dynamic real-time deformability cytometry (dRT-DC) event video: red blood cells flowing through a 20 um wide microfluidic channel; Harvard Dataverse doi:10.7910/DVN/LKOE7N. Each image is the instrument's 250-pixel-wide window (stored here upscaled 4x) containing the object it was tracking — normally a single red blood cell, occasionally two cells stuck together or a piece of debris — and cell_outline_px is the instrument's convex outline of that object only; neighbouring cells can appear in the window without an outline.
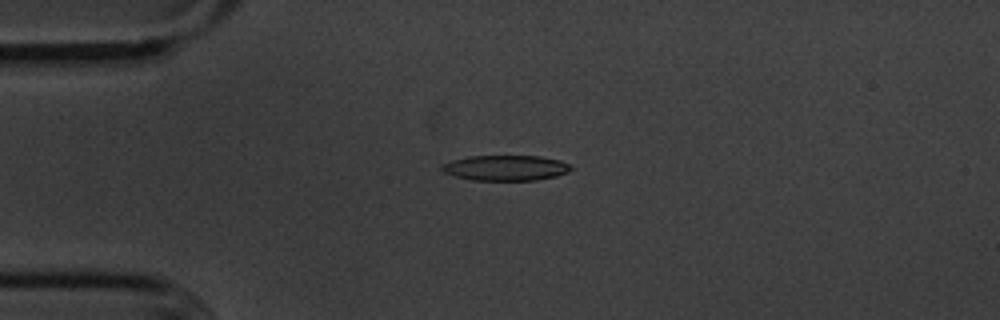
{"species": "common noctule bat (a hibernating species)", "species_latin": "Nyctalus noctula", "temperature_condition": "cold", "stored_images_in_passage": 5, "camera_frame_rate_fps": 3000, "um_per_image_px": 0.085, "animal": {"sex": "male", "body_mass_g": 20.1, "forearm_length_mm": 53.5}, "frame": {"image": 1, "passage_image": 4, "time_ms": 3.333, "image_size_px": [1000, 320], "cell_outline_px": [[572, 168], [568, 172], [556, 176], [536, 180], [472, 180], [440, 172], [440, 164], [452, 160], [468, 156], [540, 156], [560, 160], [568, 164]], "centroid_in_image_um": [42.93, 14.27], "position_along_channel_um": 42.1, "area_um2": 19.19}}